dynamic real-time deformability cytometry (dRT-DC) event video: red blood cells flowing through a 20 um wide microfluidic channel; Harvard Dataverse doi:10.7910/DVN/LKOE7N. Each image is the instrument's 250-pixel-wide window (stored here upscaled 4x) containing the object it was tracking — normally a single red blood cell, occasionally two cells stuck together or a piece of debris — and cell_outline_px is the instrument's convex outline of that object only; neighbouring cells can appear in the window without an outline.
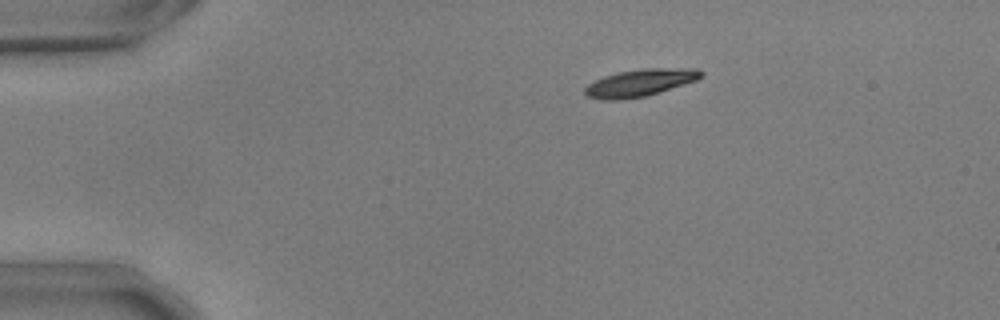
{"species": "common noctule bat (a hibernating species)", "species_latin": "Nyctalus noctula", "temperature_condition": "warm", "stored_images_in_passage": 46, "camera_frame_rate_fps": 3000, "um_per_image_px": 0.085, "animal": {"sex": "male", "body_mass_g": 17.9, "forearm_length_mm": 54.2}, "frame": {"image": 1, "passage_image": 1, "time_ms": 0.0, "image_size_px": [1000, 320], "cell_outline_px": [[704, 76], [696, 80], [648, 96], [620, 100], [600, 100], [588, 96], [584, 92], [584, 88], [588, 84], [604, 76], [620, 72], [644, 68], [696, 68], [704, 72]], "centroid_in_image_um": [54.42, 7.04], "position_along_channel_um": 30.6, "area_um2": 18.5}}
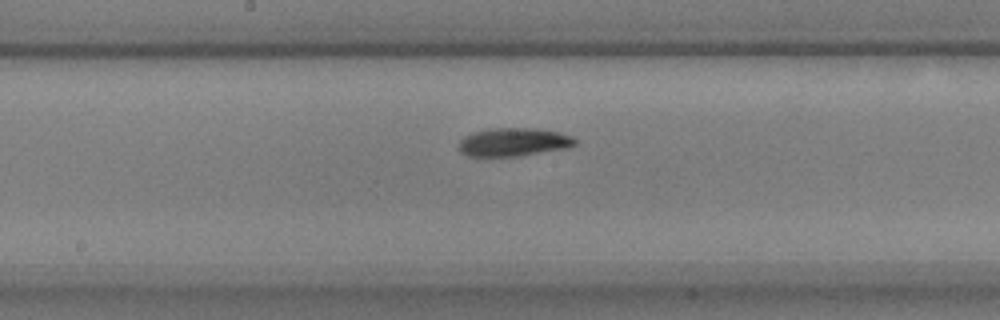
{"frame": {"image": 2, "passage_image": 20, "time_ms": 6.333, "image_size_px": [1000, 320], "cell_outline_px": [[576, 144], [568, 148], [516, 156], [468, 156], [460, 152], [460, 140], [464, 136], [472, 132], [492, 128], [528, 128], [560, 132], [572, 136], [576, 140]], "centroid_in_image_um": [43.65, 12.07], "position_along_channel_um": 204.5, "area_um2": 19.07}}
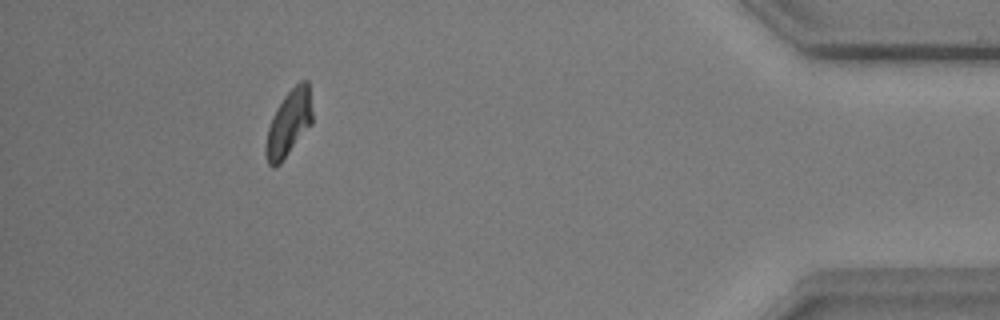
{"frame": {"image": 3, "passage_image": 41, "time_ms": 13.333, "image_size_px": [1000, 320], "cell_outline_px": [[312, 124], [280, 164], [276, 168], [272, 168], [268, 164], [264, 152], [264, 148], [268, 128], [272, 116], [276, 108], [284, 96], [300, 80], [308, 80], [312, 112]], "centroid_in_image_um": [24.53, 10.51], "position_along_channel_um": 410.7, "area_um2": 18.09}, "authors_computed_cell_mechanics": {"area_um2": 18.4382, "velocity_mm_per_s": 3.6847, "shape_relaxation_time_tau1_ms": 3.1852, "shape_relaxation_time_tau2_ms": null, "deformation_change_tau1": 0.1313, "deformation_change_tau2": null}}